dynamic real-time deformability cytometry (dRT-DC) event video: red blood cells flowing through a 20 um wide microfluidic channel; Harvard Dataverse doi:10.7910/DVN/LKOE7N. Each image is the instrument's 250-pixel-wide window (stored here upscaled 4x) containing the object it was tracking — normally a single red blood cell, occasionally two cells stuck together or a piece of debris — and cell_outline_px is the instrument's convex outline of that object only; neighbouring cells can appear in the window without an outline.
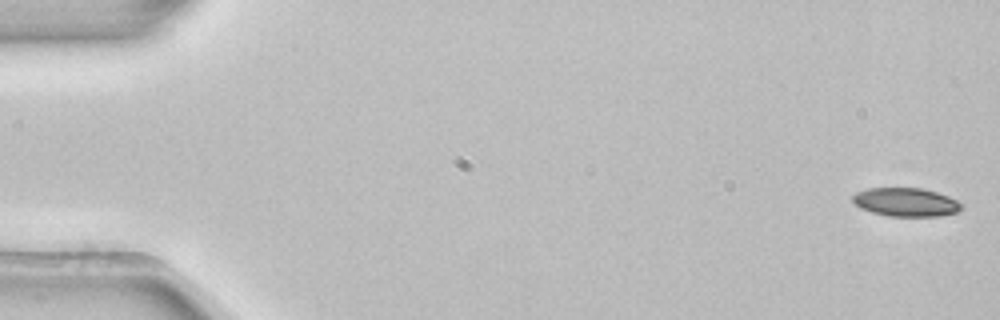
{"species": "common noctule bat (a hibernating species)", "species_latin": "Nyctalus noctula", "temperature_condition": "room temperature", "stored_images_in_passage": 5, "segment_of_instrument_passage": [1, 2], "camera_frame_rate_fps": 3000, "um_per_image_px": 0.085, "animal": {"sex": "female", "body_mass_g": 22.7, "forearm_length_mm": 54.2}, "frame": {"image": 1, "passage_image": 1, "time_ms": 0.0, "image_size_px": [1000, 320], "cell_outline_px": [[964, 208], [956, 212], [940, 216], [888, 216], [872, 212], [860, 208], [852, 200], [852, 196], [856, 192], [868, 188], [920, 188], [936, 192], [948, 196], [964, 204]], "centroid_in_image_um": [77.01, 17.18], "position_along_channel_um": 8.0, "area_um2": 18.15}}
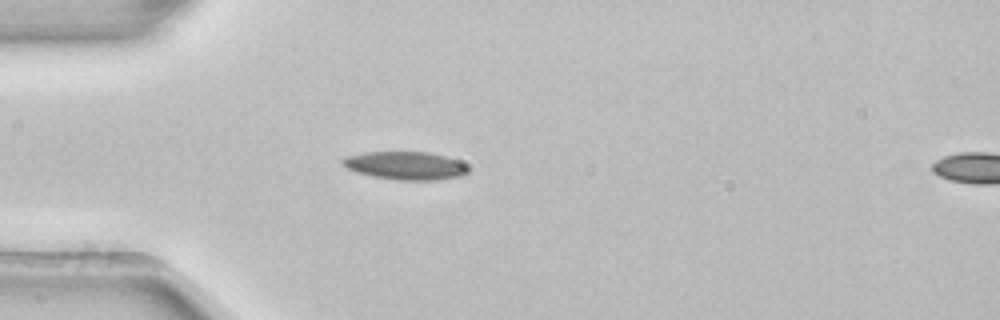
{"frame": {"image": 2, "passage_image": 4, "time_ms": 1.0, "image_size_px": [1000, 320], "cell_outline_px": [[468, 172], [464, 176], [436, 180], [396, 180], [372, 176], [356, 172], [348, 168], [340, 160], [344, 156], [364, 152], [428, 152], [444, 156], [456, 160], [464, 164], [468, 168]], "centroid_in_image_um": [34.45, 14.08], "position_along_channel_um": 50.5, "area_um2": 20.58}}